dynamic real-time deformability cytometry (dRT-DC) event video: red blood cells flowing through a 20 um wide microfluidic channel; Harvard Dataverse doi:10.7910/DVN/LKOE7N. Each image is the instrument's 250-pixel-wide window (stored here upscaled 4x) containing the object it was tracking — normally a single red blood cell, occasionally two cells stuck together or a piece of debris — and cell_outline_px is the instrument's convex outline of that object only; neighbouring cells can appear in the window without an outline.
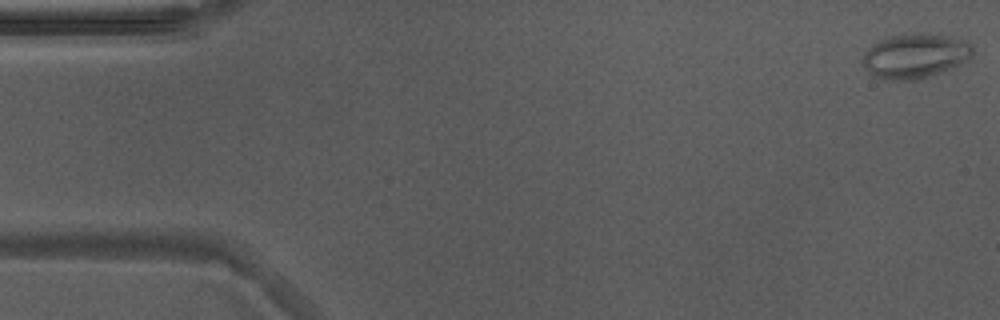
{"species": "Egyptian fruit bat (a non-hibernating species)", "species_latin": "Rousettus aegyptiacus", "temperature_condition": "warm", "stored_images_in_passage": 52, "camera_frame_rate_fps": 3000, "um_per_image_px": 0.085, "animal": {"sex": "male"}, "frame": {"image": 1, "passage_image": 1, "time_ms": 0.0, "image_size_px": [1000, 320], "cell_outline_px": [[972, 56], [968, 60], [944, 72], [912, 80], [880, 80], [868, 76], [864, 68], [864, 52], [868, 48], [880, 40], [888, 36], [912, 32], [944, 36], [968, 40], [972, 44]], "centroid_in_image_um": [77.76, 4.77], "position_along_channel_um": 7.2, "area_um2": 29.02}}
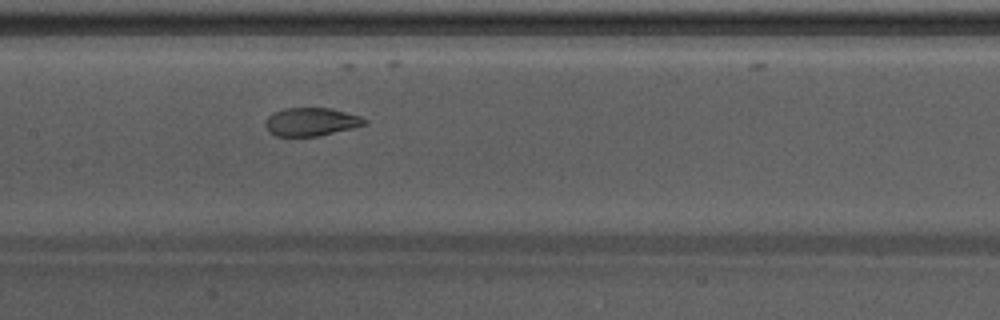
{"frame": {"image": 2, "passage_image": 25, "time_ms": 8.0, "image_size_px": [1000, 320], "cell_outline_px": [[368, 124], [352, 128], [316, 136], [276, 136], [268, 132], [264, 124], [264, 120], [268, 116], [284, 108], [328, 108], [360, 116], [368, 120]], "centroid_in_image_um": [26.42, 10.36], "position_along_channel_um": 181.0, "area_um2": 16.24}}
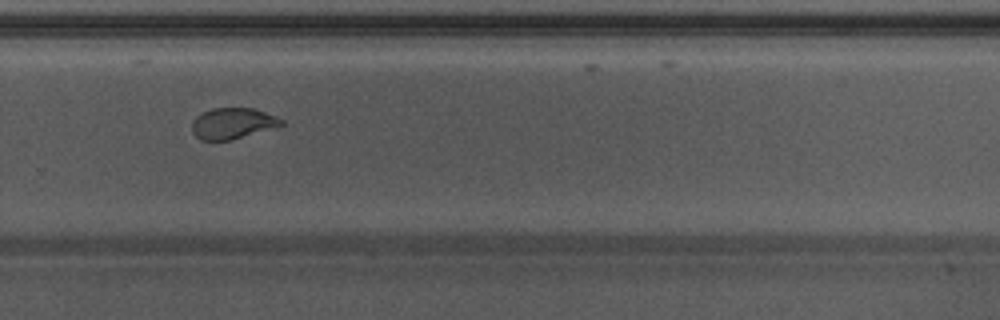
{"frame": {"image": 3, "passage_image": 35, "time_ms": 11.333, "image_size_px": [1000, 320], "cell_outline_px": [[284, 124], [232, 140], [200, 140], [192, 132], [192, 120], [196, 116], [212, 108], [256, 108], [276, 116], [284, 120]], "centroid_in_image_um": [19.76, 10.48], "position_along_channel_um": 310.0, "area_um2": 16.13}, "authors_computed_cell_mechanics": {"area_um2": 18.6983, "velocity_mm_per_s": 3.8785, "shape_relaxation_time_tau1_ms": null, "shape_relaxation_time_tau2_ms": 1.0078, "deformation_change_tau1": null, "deformation_change_tau2": 0.061}}